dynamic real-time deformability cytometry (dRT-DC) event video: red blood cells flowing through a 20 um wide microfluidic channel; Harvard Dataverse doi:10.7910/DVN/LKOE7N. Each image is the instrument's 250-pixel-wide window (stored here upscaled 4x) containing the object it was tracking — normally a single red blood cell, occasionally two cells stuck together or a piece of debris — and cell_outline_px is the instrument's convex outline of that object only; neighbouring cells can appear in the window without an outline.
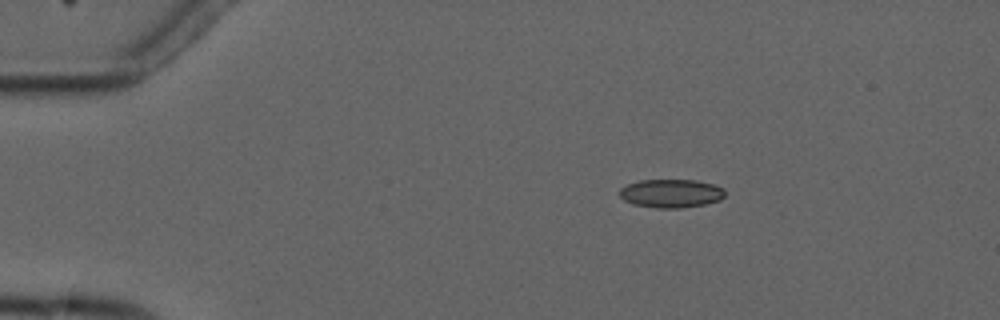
{"species": "common noctule bat (a hibernating species)", "species_latin": "Nyctalus noctula", "temperature_condition": "cold", "stored_images_in_passage": 5, "camera_frame_rate_fps": 3000, "um_per_image_px": 0.085, "animal": {"sex": "male", "forearm_length_mm": 52.5}, "frame": {"image": 1, "passage_image": 3, "time_ms": 2.333, "image_size_px": [1000, 320], "cell_outline_px": [[724, 196], [720, 200], [704, 204], [680, 208], [656, 208], [632, 204], [624, 200], [620, 196], [620, 188], [628, 184], [640, 180], [696, 180], [712, 184], [724, 188]], "centroid_in_image_um": [57.03, 16.44], "position_along_channel_um": 28.0, "area_um2": 17.46}}